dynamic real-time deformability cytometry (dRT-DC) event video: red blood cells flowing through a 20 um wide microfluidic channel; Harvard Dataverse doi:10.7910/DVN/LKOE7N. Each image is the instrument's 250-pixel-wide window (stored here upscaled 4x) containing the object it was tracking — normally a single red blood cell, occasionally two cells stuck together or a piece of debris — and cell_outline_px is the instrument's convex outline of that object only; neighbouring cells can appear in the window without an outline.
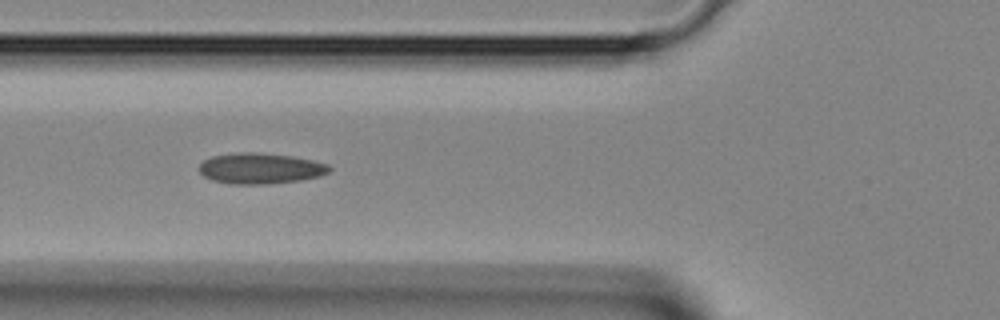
{"species": "Egyptian fruit bat (a non-hibernating species)", "species_latin": "Rousettus aegyptiacus", "temperature_condition": "room temperature", "stored_images_in_passage": 3, "camera_frame_rate_fps": 3000, "um_per_image_px": 0.085, "animal": {"sex": "female"}, "frame": {"image": 1, "passage_image": 3, "time_ms": 0.667, "image_size_px": [1000, 320], "cell_outline_px": [[332, 168], [328, 172], [320, 176], [300, 180], [264, 184], [228, 184], [212, 180], [204, 176], [200, 172], [200, 164], [204, 160], [212, 156], [240, 152], [252, 152], [292, 156], [312, 160], [328, 164]], "centroid_in_image_um": [22.13, 14.32], "position_along_channel_um": 103.7, "area_um2": 23.24}}